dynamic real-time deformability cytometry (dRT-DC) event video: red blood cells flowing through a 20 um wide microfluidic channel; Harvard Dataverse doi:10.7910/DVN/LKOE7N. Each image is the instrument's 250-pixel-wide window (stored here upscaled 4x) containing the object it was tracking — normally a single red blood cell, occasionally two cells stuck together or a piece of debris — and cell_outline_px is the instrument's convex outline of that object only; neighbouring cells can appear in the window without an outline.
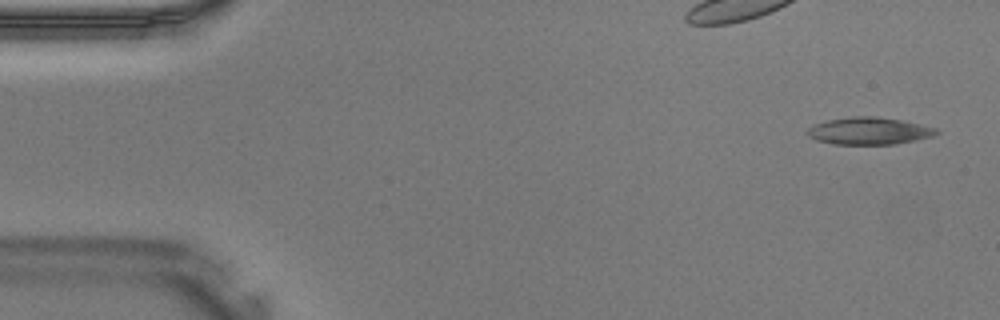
{"species": "Egyptian fruit bat (a non-hibernating species)", "species_latin": "Rousettus aegyptiacus", "temperature_condition": "warm", "stored_images_in_passage": 39, "camera_frame_rate_fps": 3000, "um_per_image_px": 0.085, "animal": {"sex": "male"}, "frame": {"image": 1, "passage_image": 1, "time_ms": 0.0, "image_size_px": [1000, 320], "cell_outline_px": [[940, 132], [932, 136], [896, 144], [832, 144], [816, 140], [808, 136], [808, 128], [816, 124], [828, 120], [852, 116], [876, 116], [904, 120], [936, 128]], "centroid_in_image_um": [73.88, 11.12], "position_along_channel_um": 11.1, "area_um2": 20.4}}